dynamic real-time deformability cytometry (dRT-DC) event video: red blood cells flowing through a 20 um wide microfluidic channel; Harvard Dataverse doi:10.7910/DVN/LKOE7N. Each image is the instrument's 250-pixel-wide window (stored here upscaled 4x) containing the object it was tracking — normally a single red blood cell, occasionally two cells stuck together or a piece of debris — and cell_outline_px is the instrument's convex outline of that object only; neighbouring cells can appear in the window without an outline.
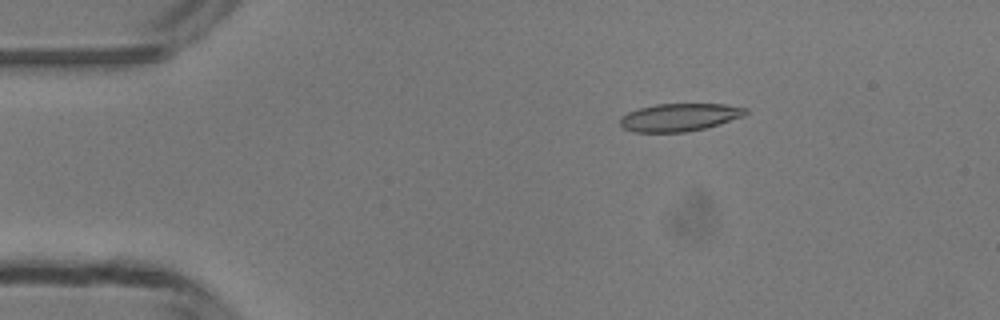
{"species": "common noctule bat (a hibernating species)", "species_latin": "Nyctalus noctula", "temperature_condition": "room temperature", "stored_images_in_passage": 49, "camera_frame_rate_fps": 3000, "um_per_image_px": 0.085, "animal": {"sex": "male", "body_mass_g": 13.3}, "frame": {"image": 1, "passage_image": 8, "time_ms": 2.333, "image_size_px": [1000, 320], "cell_outline_px": [[748, 112], [744, 116], [720, 124], [688, 132], [632, 132], [624, 128], [620, 124], [620, 116], [628, 112], [640, 108], [656, 104], [724, 104], [748, 108]], "centroid_in_image_um": [57.76, 9.97], "position_along_channel_um": 27.2, "area_um2": 20.4}}
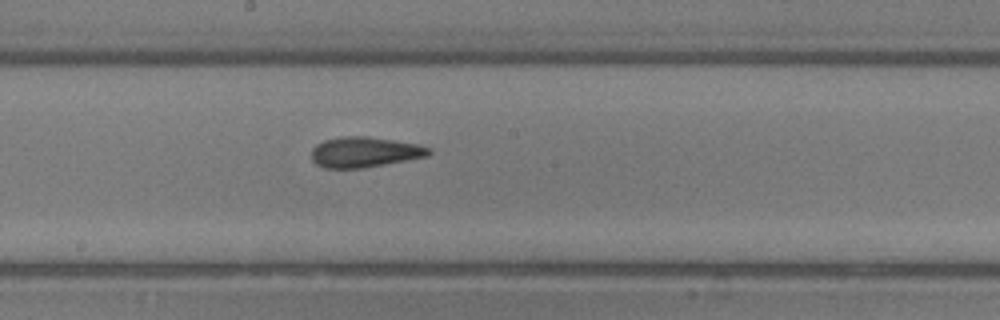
{"frame": {"image": 2, "passage_image": 26, "time_ms": 8.333, "image_size_px": [1000, 320], "cell_outline_px": [[432, 152], [428, 156], [360, 168], [324, 168], [316, 164], [312, 160], [312, 148], [316, 144], [324, 140], [340, 136], [368, 136], [420, 144], [432, 148]], "centroid_in_image_um": [30.99, 12.91], "position_along_channel_um": 217.2, "area_um2": 20.87}}
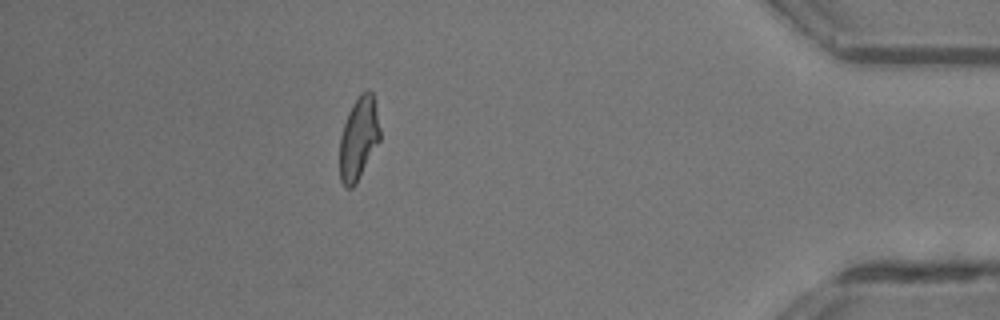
{"frame": {"image": 3, "passage_image": 43, "time_ms": 14.0, "image_size_px": [1000, 320], "cell_outline_px": [[380, 140], [356, 184], [352, 188], [344, 188], [340, 180], [340, 136], [348, 112], [352, 104], [360, 92], [368, 88], [372, 92], [380, 128]], "centroid_in_image_um": [30.48, 11.76], "position_along_channel_um": 404.7, "area_um2": 19.54}, "authors_computed_cell_mechanics": {"area_um2": 20.6346, "velocity_mm_per_s": 4.1996, "shape_relaxation_time_tau1_ms": null, "shape_relaxation_time_tau2_ms": 1.6648, "deformation_change_tau1": null, "deformation_change_tau2": 0.1002}}